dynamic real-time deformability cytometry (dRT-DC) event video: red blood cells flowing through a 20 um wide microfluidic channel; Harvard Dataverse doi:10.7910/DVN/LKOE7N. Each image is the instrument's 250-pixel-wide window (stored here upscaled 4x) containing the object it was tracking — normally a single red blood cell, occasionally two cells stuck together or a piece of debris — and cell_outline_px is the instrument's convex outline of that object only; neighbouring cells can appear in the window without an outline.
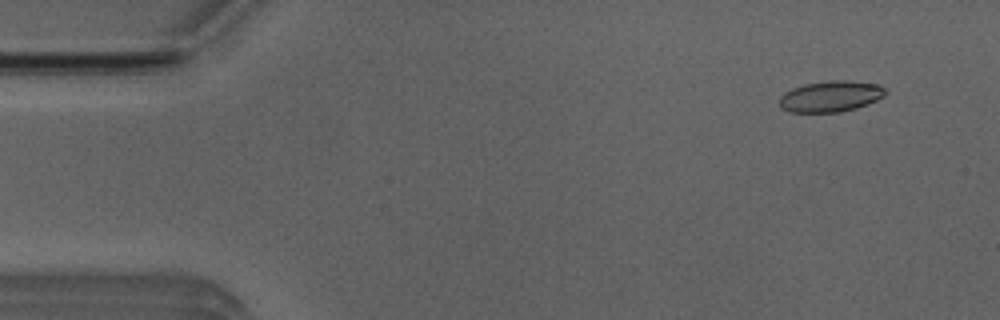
{"species": "Egyptian fruit bat (a non-hibernating species)", "species_latin": "Rousettus aegyptiacus", "temperature_condition": "room temperature", "stored_images_in_passage": 51, "camera_frame_rate_fps": 3000, "um_per_image_px": 0.085, "animal": {"sex": "male"}, "frame": {"image": 1, "passage_image": 4, "time_ms": 1.0, "image_size_px": [1000, 320], "cell_outline_px": [[888, 92], [884, 96], [868, 104], [856, 108], [840, 112], [788, 112], [780, 108], [780, 96], [784, 92], [792, 88], [804, 84], [832, 80], [844, 80], [876, 84], [884, 88]], "centroid_in_image_um": [70.58, 8.2], "position_along_channel_um": 14.4, "area_um2": 19.19}}
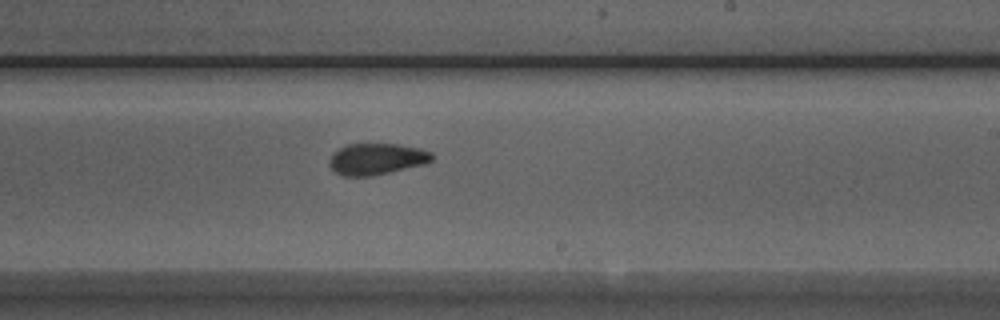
{"frame": {"image": 2, "passage_image": 30, "time_ms": 9.667, "image_size_px": [1000, 320], "cell_outline_px": [[432, 160], [424, 164], [372, 176], [344, 176], [336, 172], [328, 164], [328, 160], [332, 152], [348, 144], [396, 144], [420, 148], [432, 152]], "centroid_in_image_um": [31.98, 13.51], "position_along_channel_um": 257.0, "area_um2": 18.73}}
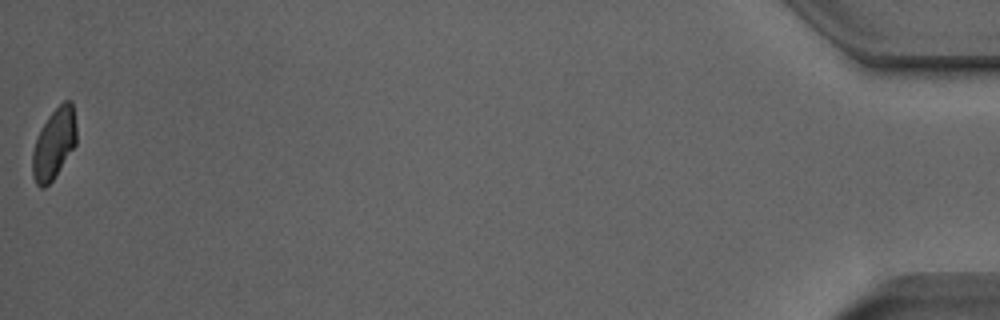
{"frame": {"image": 3, "passage_image": 51, "time_ms": 16.667, "image_size_px": [1000, 320], "cell_outline_px": [[76, 144], [52, 180], [44, 188], [40, 188], [36, 184], [32, 176], [32, 152], [36, 140], [48, 116], [64, 100], [72, 100], [76, 128]], "centroid_in_image_um": [4.59, 12.22], "position_along_channel_um": 430.6, "area_um2": 17.86}, "authors_computed_cell_mechanics": {"area_um2": 19.1318, "velocity_mm_per_s": 3.9925, "shape_relaxation_time_tau1_ms": 7.6149, "shape_relaxation_time_tau2_ms": 1.5434, "deformation_change_tau1": 0.1534, "deformation_change_tau2": 0.0595}}